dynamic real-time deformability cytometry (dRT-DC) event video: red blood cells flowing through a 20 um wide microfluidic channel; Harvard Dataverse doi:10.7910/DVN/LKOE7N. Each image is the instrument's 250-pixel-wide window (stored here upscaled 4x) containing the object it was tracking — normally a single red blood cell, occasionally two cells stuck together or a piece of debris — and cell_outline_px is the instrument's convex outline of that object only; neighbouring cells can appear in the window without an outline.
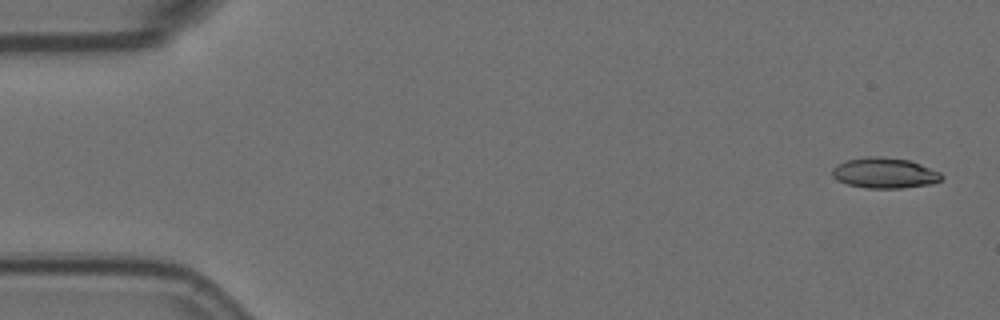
{"species": "Egyptian fruit bat (a non-hibernating species)", "species_latin": "Rousettus aegyptiacus", "temperature_condition": "room temperature", "stored_images_in_passage": 4, "camera_frame_rate_fps": 3000, "um_per_image_px": 0.085, "animal": {"sex": "female"}, "frame": {"image": 1, "passage_image": 1, "time_ms": 0.0, "image_size_px": [1000, 320], "cell_outline_px": [[944, 176], [940, 180], [932, 184], [904, 188], [868, 188], [848, 184], [836, 180], [832, 176], [832, 168], [848, 160], [868, 156], [880, 156], [908, 160], [920, 164], [940, 172]], "centroid_in_image_um": [75.2, 14.71], "position_along_channel_um": 9.8, "area_um2": 19.36}}